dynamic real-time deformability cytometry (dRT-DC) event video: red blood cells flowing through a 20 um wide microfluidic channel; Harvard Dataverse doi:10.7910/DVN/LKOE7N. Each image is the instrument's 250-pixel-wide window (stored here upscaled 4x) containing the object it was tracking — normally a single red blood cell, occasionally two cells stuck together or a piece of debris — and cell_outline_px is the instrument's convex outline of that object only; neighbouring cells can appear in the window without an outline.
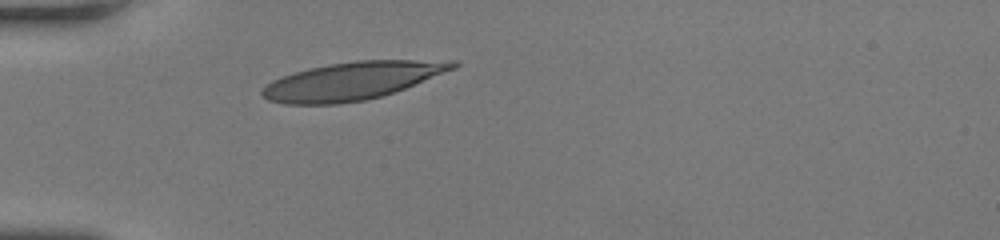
{"species": "human", "species_latin": "Homo sapiens", "temperature_condition": "room temperature", "stored_images_in_passage": 28, "camera_frame_rate_fps": 3000, "um_per_image_px": 0.085, "donor": {"sex": "female"}, "frame": {"image": 1, "passage_image": 1, "time_ms": 0.0, "image_size_px": [1000, 240], "cell_outline_px": [[460, 64], [456, 68], [404, 88], [380, 96], [364, 100], [336, 104], [284, 104], [268, 100], [260, 92], [272, 80], [280, 76], [308, 68], [328, 64], [356, 60], [460, 60]], "centroid_in_image_um": [29.94, 6.86], "position_along_channel_um": 55.1, "area_um2": 41.85}}
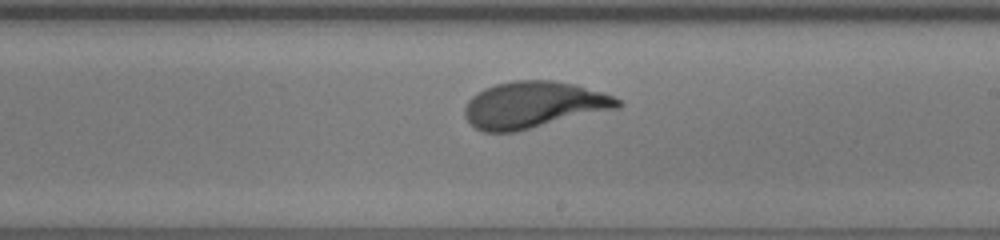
{"frame": {"image": 2, "passage_image": 16, "time_ms": 5.0, "image_size_px": [1000, 240], "cell_outline_px": [[624, 104], [620, 108], [516, 132], [484, 132], [476, 128], [464, 116], [464, 108], [468, 100], [472, 96], [484, 88], [496, 84], [512, 80], [552, 80], [572, 84], [604, 92], [620, 100]], "centroid_in_image_um": [45.37, 8.92], "position_along_channel_um": 243.6, "area_um2": 41.73}}
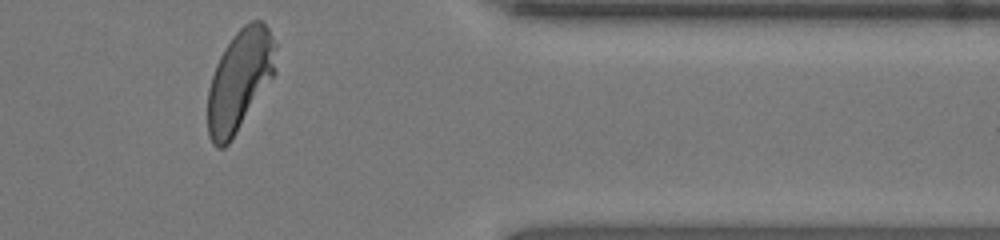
{"frame": {"image": 3, "passage_image": 28, "time_ms": 9.0, "image_size_px": [1000, 240], "cell_outline_px": [[276, 72], [232, 140], [224, 148], [216, 148], [212, 144], [208, 136], [208, 88], [216, 64], [224, 48], [232, 36], [244, 24], [252, 20], [264, 20], [276, 44]], "centroid_in_image_um": [20.38, 6.82], "position_along_channel_um": 391.0, "area_um2": 40.4}, "authors_computed_cell_mechanics": {"area_um2": 40.9802, "velocity_mm_per_s": 4.0757, "shape_relaxation_time_tau1_ms": 2.6974, "shape_relaxation_time_tau2_ms": null, "deformation_change_tau1": 0.1917, "deformation_change_tau2": null}}